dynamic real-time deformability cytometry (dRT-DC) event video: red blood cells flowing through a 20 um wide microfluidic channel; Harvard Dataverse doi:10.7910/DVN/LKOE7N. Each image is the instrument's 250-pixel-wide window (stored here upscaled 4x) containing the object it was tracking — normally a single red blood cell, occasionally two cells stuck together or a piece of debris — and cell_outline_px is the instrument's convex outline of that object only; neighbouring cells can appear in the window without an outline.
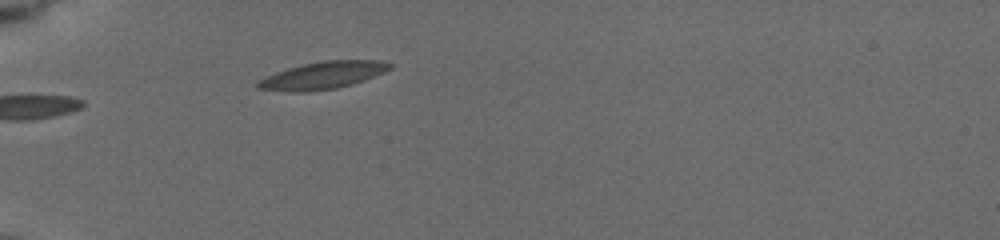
{"species": "common noctule bat (a hibernating species)", "species_latin": "Nyctalus noctula", "temperature_condition": "cold", "stored_images_in_passage": 5, "camera_frame_rate_fps": 3000, "um_per_image_px": 0.085, "animal": {"sex": "female", "body_mass_g": 19.5, "forearm_length_mm": 54.1}, "frame": {"image": 1, "passage_image": 1, "time_ms": 0.0, "image_size_px": [1000, 240], "cell_outline_px": [[392, 68], [384, 72], [364, 80], [352, 84], [336, 88], [308, 92], [292, 92], [256, 88], [256, 84], [260, 80], [276, 72], [288, 68], [304, 64], [324, 60], [384, 60], [392, 64]], "centroid_in_image_um": [27.48, 6.4], "position_along_channel_um": 57.5, "area_um2": 20.92}}
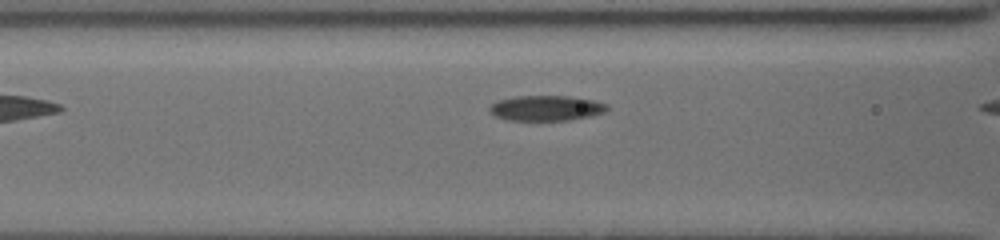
{"frame": {"image": 2, "passage_image": 4, "time_ms": 1.0, "image_size_px": [1000, 240], "cell_outline_px": [[608, 108], [604, 112], [592, 116], [568, 120], [508, 120], [496, 116], [488, 112], [488, 108], [496, 100], [516, 96], [568, 96], [592, 100], [608, 104]], "centroid_in_image_um": [46.4, 9.19], "position_along_channel_um": 120.2, "area_um2": 17.34}}